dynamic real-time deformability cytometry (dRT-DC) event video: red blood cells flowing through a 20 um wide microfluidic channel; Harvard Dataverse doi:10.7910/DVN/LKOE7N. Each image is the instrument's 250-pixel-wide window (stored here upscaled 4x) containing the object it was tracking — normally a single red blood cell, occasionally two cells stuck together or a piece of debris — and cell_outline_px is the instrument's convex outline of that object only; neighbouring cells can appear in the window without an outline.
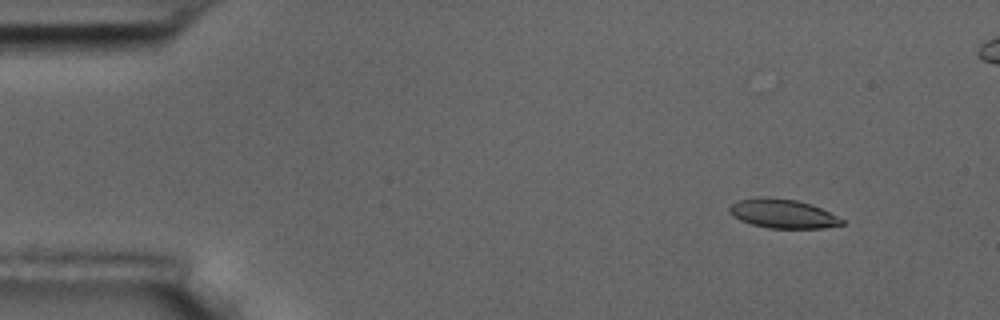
{"species": "common noctule bat (a hibernating species)", "species_latin": "Nyctalus noctula", "temperature_condition": "room temperature", "stored_images_in_passage": 6, "camera_frame_rate_fps": 3000, "um_per_image_px": 0.085, "animal": {"sex": "male", "body_mass_g": 17.5, "forearm_length_mm": 52.3}, "frame": {"image": 1, "passage_image": 2, "time_ms": 1.333, "image_size_px": [1000, 320], "cell_outline_px": [[844, 224], [824, 228], [768, 228], [752, 224], [740, 220], [732, 216], [728, 212], [728, 208], [736, 200], [764, 196], [768, 196], [796, 200], [812, 204], [844, 220]], "centroid_in_image_um": [66.49, 18.15], "position_along_channel_um": 18.5, "area_um2": 19.13}}